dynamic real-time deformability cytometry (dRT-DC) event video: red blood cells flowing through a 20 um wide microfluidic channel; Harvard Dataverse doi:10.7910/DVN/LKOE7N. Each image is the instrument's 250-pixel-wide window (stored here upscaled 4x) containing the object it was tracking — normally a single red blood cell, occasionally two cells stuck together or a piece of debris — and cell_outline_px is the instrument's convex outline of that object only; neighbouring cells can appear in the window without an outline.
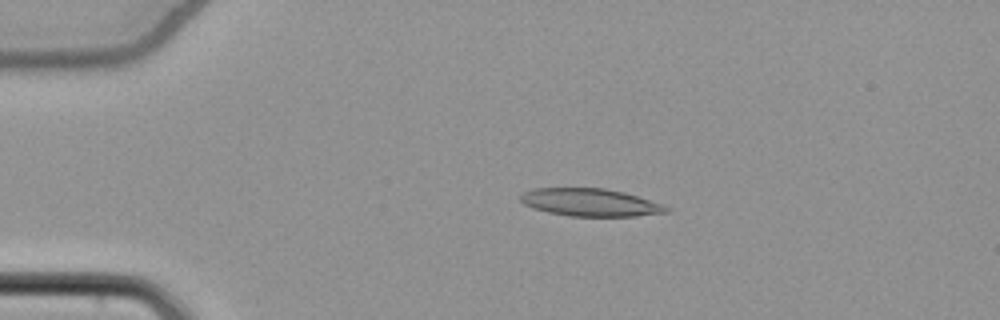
{"species": "common noctule bat (a hibernating species)", "species_latin": "Nyctalus noctula", "temperature_condition": "cold", "stored_images_in_passage": 51, "camera_frame_rate_fps": 3000, "um_per_image_px": 0.085, "animal": {"sex": "female", "body_mass_g": 22.7, "forearm_length_mm": 54.2}, "frame": {"image": 1, "passage_image": 9, "time_ms": 2.667, "image_size_px": [1000, 320], "cell_outline_px": [[672, 208], [668, 212], [636, 216], [568, 216], [548, 212], [532, 208], [524, 204], [520, 200], [520, 196], [524, 192], [532, 188], [604, 188], [624, 192], [664, 204]], "centroid_in_image_um": [50.19, 17.2], "position_along_channel_um": 34.8, "area_um2": 23.64}}
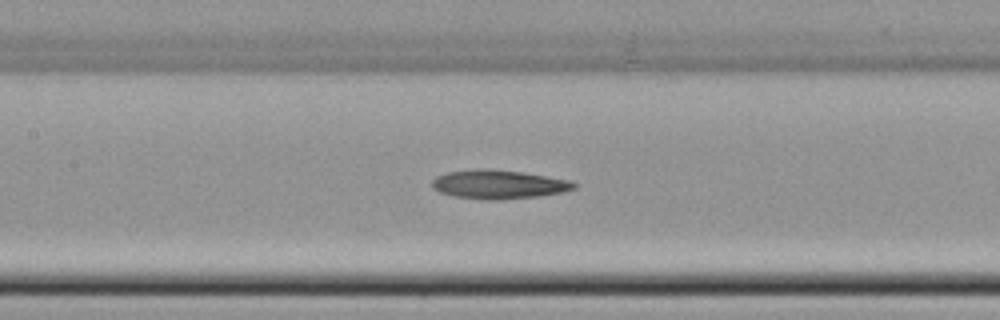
{"frame": {"image": 2, "passage_image": 23, "time_ms": 7.333, "image_size_px": [1000, 320], "cell_outline_px": [[576, 188], [564, 192], [536, 196], [500, 200], [488, 200], [452, 196], [440, 192], [432, 188], [432, 180], [436, 176], [448, 172], [476, 168], [484, 168], [524, 172], [568, 180], [576, 184]], "centroid_in_image_um": [42.35, 15.67], "position_along_channel_um": 165.1, "area_um2": 23.93}}
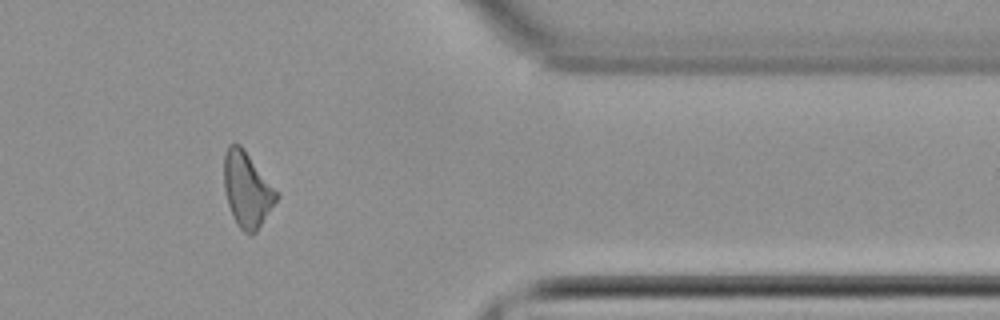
{"frame": {"image": 3, "passage_image": 42, "time_ms": 13.667, "image_size_px": [1000, 320], "cell_outline_px": [[280, 196], [256, 232], [252, 236], [244, 232], [236, 224], [232, 216], [228, 204], [224, 188], [224, 152], [228, 144], [240, 144], [244, 148], [280, 192]], "centroid_in_image_um": [21.02, 16.1], "position_along_channel_um": 390.4, "area_um2": 23.47}}